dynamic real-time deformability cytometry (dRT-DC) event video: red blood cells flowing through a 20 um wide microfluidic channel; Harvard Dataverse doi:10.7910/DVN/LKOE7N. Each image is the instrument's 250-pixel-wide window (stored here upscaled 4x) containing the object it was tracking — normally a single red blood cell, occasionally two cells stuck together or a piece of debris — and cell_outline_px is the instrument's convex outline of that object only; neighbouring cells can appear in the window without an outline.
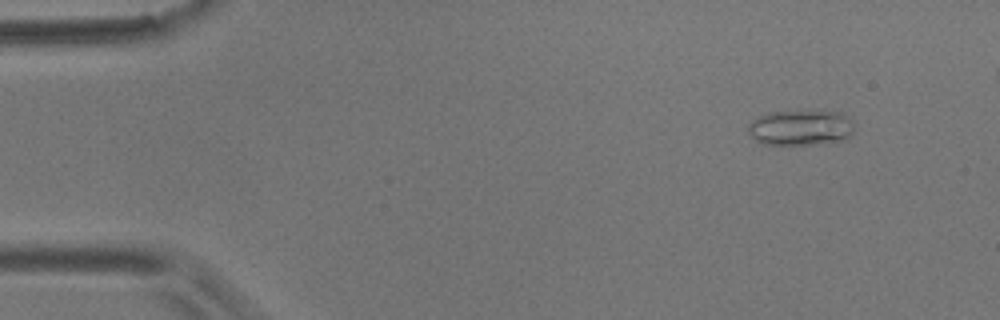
{"species": "common noctule bat (a hibernating species)", "species_latin": "Nyctalus noctula", "temperature_condition": "room temperature", "stored_images_in_passage": 42, "camera_frame_rate_fps": 3000, "um_per_image_px": 0.085, "animal": {"sex": "male", "body_mass_g": 17.9}, "frame": {"image": 1, "passage_image": 2, "time_ms": 0.333, "image_size_px": [1000, 320], "cell_outline_px": [[852, 132], [848, 140], [816, 144], [760, 144], [748, 136], [748, 124], [752, 120], [768, 112], [800, 108], [816, 108], [844, 112], [852, 120]], "centroid_in_image_um": [68.07, 10.79], "position_along_channel_um": 16.9, "area_um2": 23.35}}
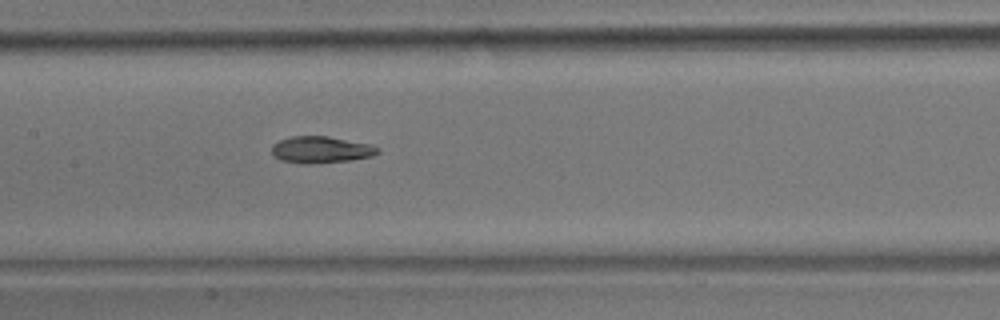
{"frame": {"image": 2, "passage_image": 24, "time_ms": 7.667, "image_size_px": [1000, 320], "cell_outline_px": [[380, 152], [372, 156], [348, 160], [312, 164], [304, 164], [280, 160], [272, 156], [272, 144], [280, 140], [292, 136], [328, 136], [368, 144], [380, 148]], "centroid_in_image_um": [27.24, 12.73], "position_along_channel_um": 180.2, "area_um2": 16.47}}
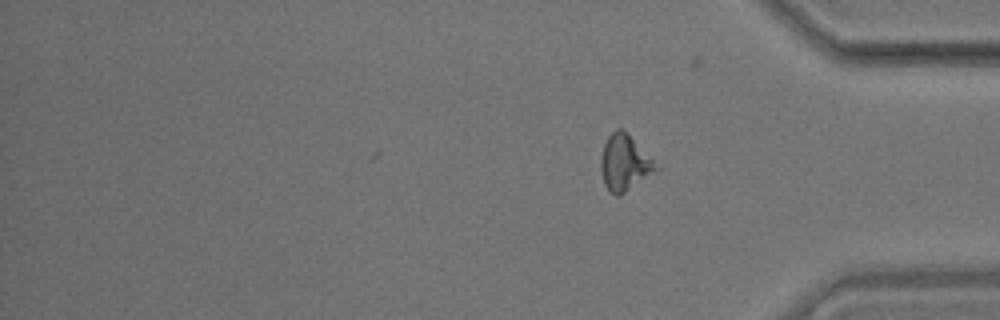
{"frame": {"image": 3, "passage_image": 42, "time_ms": 13.667, "image_size_px": [1000, 320], "cell_outline_px": [[656, 168], [620, 196], [616, 196], [604, 184], [600, 168], [600, 160], [604, 144], [608, 136], [616, 128], [620, 128], [652, 160]], "centroid_in_image_um": [52.98, 13.85], "position_along_channel_um": 382.2, "area_um2": 16.76}, "authors_computed_cell_mechanics": {"area_um2": 16.8198, "velocity_mm_per_s": 3.5375, "shape_relaxation_time_tau1_ms": 9.4448, "shape_relaxation_time_tau2_ms": 5.339, "deformation_change_tau1": 0.1589, "deformation_change_tau2": 0.1358}}